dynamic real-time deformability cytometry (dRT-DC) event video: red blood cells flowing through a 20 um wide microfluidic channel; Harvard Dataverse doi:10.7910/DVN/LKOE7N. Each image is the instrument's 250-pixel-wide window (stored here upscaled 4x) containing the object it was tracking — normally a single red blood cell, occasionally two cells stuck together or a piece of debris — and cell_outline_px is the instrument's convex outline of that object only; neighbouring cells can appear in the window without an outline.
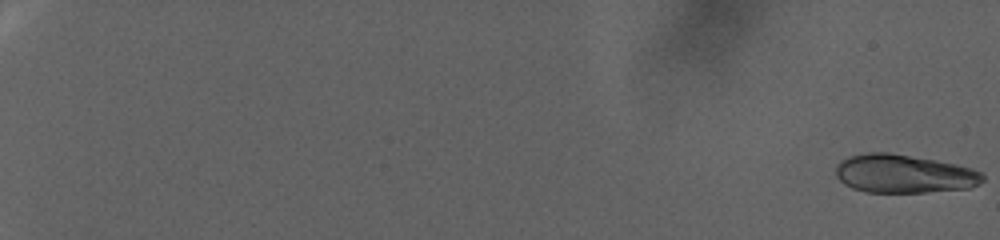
{"species": "human", "species_latin": "Homo sapiens", "temperature_condition": "warm", "stored_images_in_passage": 96, "camera_frame_rate_fps": 3000, "um_per_image_px": 0.085, "donor": {"sex": "female"}, "frame": {"image": 1, "passage_image": 1, "time_ms": 0.0, "image_size_px": [1000, 240], "cell_outline_px": [[984, 180], [980, 184], [968, 188], [924, 192], [868, 192], [852, 188], [844, 184], [836, 176], [836, 164], [840, 160], [848, 156], [868, 152], [888, 152], [936, 160], [956, 164], [972, 168], [984, 172]], "centroid_in_image_um": [76.83, 14.76], "position_along_channel_um": 8.2, "area_um2": 33.12}}
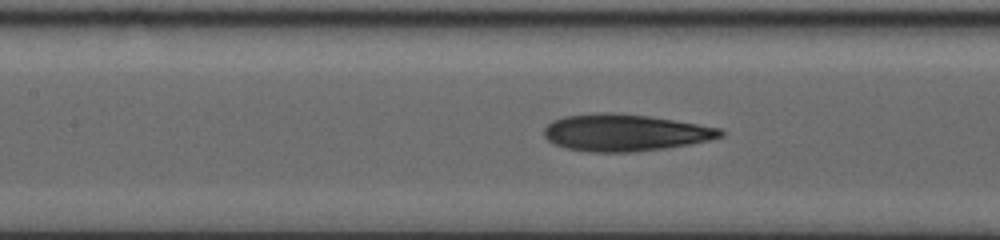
{"frame": {"image": 2, "passage_image": 53, "time_ms": 17.333, "image_size_px": [1000, 240], "cell_outline_px": [[724, 136], [708, 140], [688, 144], [664, 148], [632, 152], [592, 152], [568, 148], [556, 144], [548, 140], [544, 136], [544, 128], [552, 120], [564, 116], [600, 112], [612, 112], [648, 116], [724, 128]], "centroid_in_image_um": [53.13, 11.26], "position_along_channel_um": 154.3, "area_um2": 37.86}}
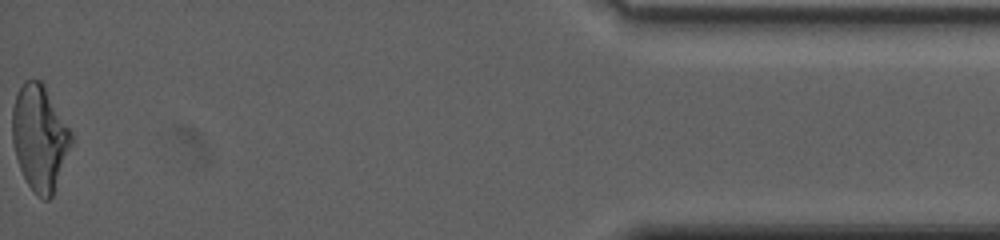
{"frame": {"image": 3, "passage_image": 96, "time_ms": 31.667, "image_size_px": [1000, 240], "cell_outline_px": [[72, 144], [52, 196], [48, 200], [44, 200], [28, 184], [20, 168], [16, 156], [12, 140], [12, 108], [16, 96], [24, 80], [40, 80], [44, 84], [72, 132]], "centroid_in_image_um": [3.38, 11.68], "position_along_channel_um": 431.8, "area_um2": 35.89}, "authors_computed_cell_mechanics": {"area_um2": 35.7782, "velocity_mm_per_s": 2.391, "shape_relaxation_time_tau1_ms": null, "shape_relaxation_time_tau2_ms": 2.3242, "deformation_change_tau1": null, "deformation_change_tau2": 0.0937}}